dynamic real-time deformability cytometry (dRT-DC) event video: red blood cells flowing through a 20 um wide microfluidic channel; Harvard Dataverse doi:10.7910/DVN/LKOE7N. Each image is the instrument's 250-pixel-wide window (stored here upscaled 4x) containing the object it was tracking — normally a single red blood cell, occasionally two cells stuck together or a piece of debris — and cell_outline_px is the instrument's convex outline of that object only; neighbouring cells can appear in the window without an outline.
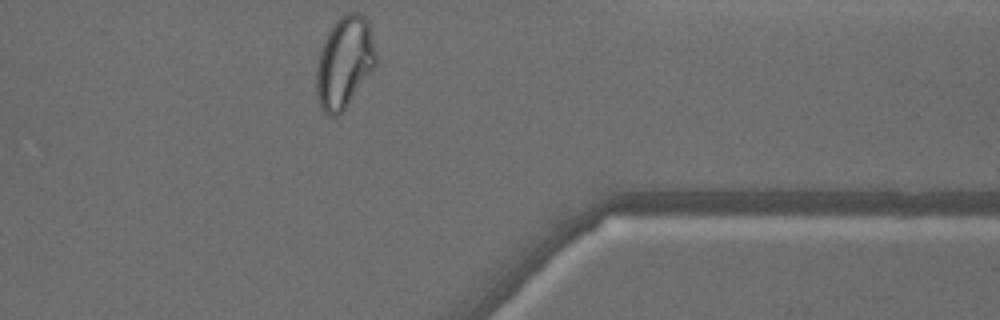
{"species": "common noctule bat (a hibernating species)", "species_latin": "Nyctalus noctula", "temperature_condition": "warm", "stored_images_in_passage": 38, "camera_frame_rate_fps": 3000, "um_per_image_px": 0.085, "animal": {"sex": "male", "body_mass_g": 18.8}, "frame": {"image": 1, "passage_image": 38, "time_ms": 12.333, "image_size_px": [1000, 320], "cell_outline_px": [[376, 64], [348, 104], [336, 116], [328, 116], [320, 108], [316, 96], [316, 64], [320, 48], [328, 32], [336, 20], [344, 12], [360, 12], [368, 20], [376, 52]], "centroid_in_image_um": [29.25, 5.27], "position_along_channel_um": 382.2, "area_um2": 31.91}}